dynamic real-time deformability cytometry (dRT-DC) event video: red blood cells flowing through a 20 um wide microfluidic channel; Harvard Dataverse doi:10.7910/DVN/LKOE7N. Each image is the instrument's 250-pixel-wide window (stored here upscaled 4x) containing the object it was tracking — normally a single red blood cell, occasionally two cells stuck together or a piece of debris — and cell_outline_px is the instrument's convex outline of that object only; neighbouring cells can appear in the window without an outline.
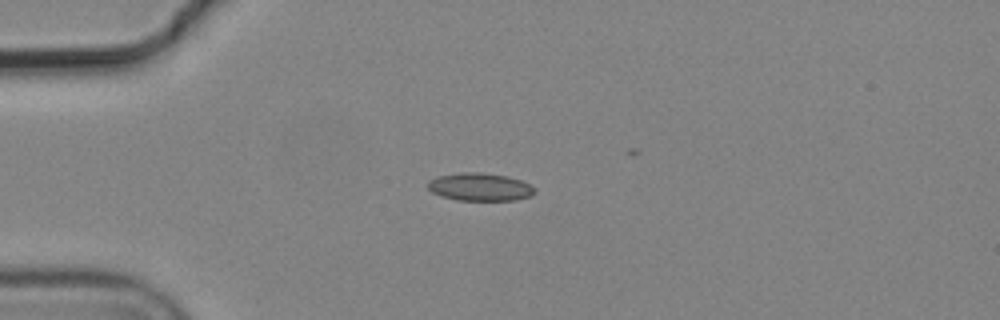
{"species": "common noctule bat (a hibernating species)", "species_latin": "Nyctalus noctula", "temperature_condition": "cold", "stored_images_in_passage": 6, "camera_frame_rate_fps": 3000, "um_per_image_px": 0.085, "animal": {"sex": "male", "body_mass_g": 19.2, "forearm_length_mm": 51.8}, "frame": {"image": 1, "passage_image": 3, "time_ms": 0.667, "image_size_px": [1000, 320], "cell_outline_px": [[536, 192], [532, 196], [516, 200], [456, 200], [440, 196], [432, 192], [428, 188], [428, 180], [436, 176], [464, 172], [480, 172], [508, 176], [520, 180], [536, 188]], "centroid_in_image_um": [40.79, 15.89], "position_along_channel_um": 44.2, "area_um2": 17.51}}
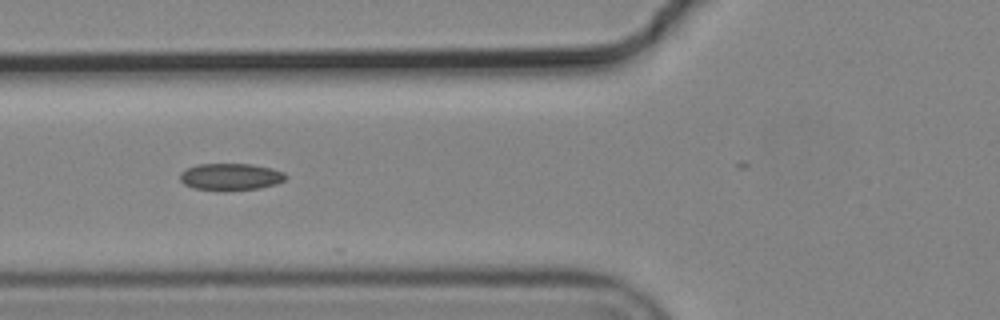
{"frame": {"image": 2, "passage_image": 5, "time_ms": 1.333, "image_size_px": [1000, 320], "cell_outline_px": [[288, 176], [284, 180], [276, 184], [260, 188], [192, 188], [184, 184], [180, 180], [180, 172], [196, 164], [252, 164], [272, 168], [284, 172]], "centroid_in_image_um": [19.62, 14.98], "position_along_channel_um": 106.2, "area_um2": 16.01}}